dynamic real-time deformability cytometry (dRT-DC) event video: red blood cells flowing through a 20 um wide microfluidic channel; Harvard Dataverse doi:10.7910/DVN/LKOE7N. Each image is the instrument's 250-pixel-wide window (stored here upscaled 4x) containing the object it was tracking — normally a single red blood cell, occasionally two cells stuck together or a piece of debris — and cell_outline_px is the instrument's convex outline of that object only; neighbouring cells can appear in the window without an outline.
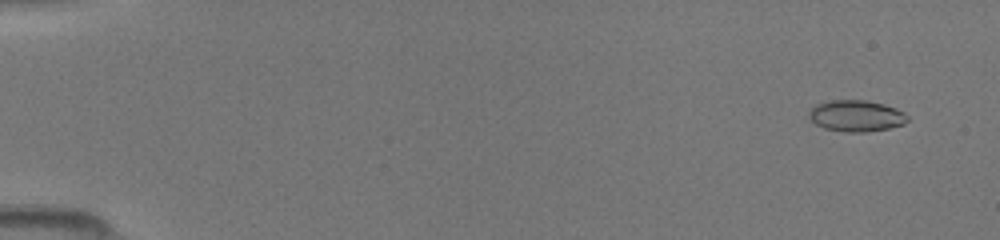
{"species": "common noctule bat (a hibernating species)", "species_latin": "Nyctalus noctula", "temperature_condition": "room temperature", "stored_images_in_passage": 16, "camera_frame_rate_fps": 3000, "um_per_image_px": 0.085, "animal": {"sex": "female", "body_mass_g": 19.5, "forearm_length_mm": 54.1}, "frame": {"image": 1, "passage_image": 3, "time_ms": 0.667, "image_size_px": [1000, 240], "cell_outline_px": [[908, 120], [904, 124], [888, 128], [864, 132], [844, 132], [824, 128], [816, 124], [808, 116], [808, 112], [816, 104], [828, 100], [864, 100], [884, 104], [896, 108], [904, 112], [908, 116]], "centroid_in_image_um": [72.77, 9.84], "position_along_channel_um": 12.2, "area_um2": 18.03}}
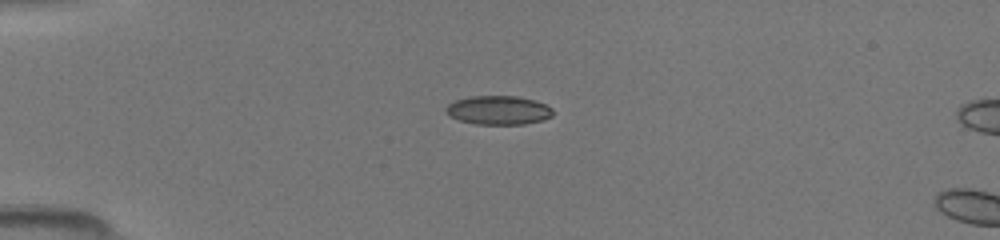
{"frame": {"image": 2, "passage_image": 13, "time_ms": 4.0, "image_size_px": [1000, 240], "cell_outline_px": [[552, 116], [544, 120], [524, 124], [476, 124], [460, 120], [444, 112], [444, 108], [448, 104], [456, 100], [472, 96], [516, 96], [532, 100], [544, 104], [552, 108]], "centroid_in_image_um": [42.36, 9.37], "position_along_channel_um": 42.6, "area_um2": 17.86}}